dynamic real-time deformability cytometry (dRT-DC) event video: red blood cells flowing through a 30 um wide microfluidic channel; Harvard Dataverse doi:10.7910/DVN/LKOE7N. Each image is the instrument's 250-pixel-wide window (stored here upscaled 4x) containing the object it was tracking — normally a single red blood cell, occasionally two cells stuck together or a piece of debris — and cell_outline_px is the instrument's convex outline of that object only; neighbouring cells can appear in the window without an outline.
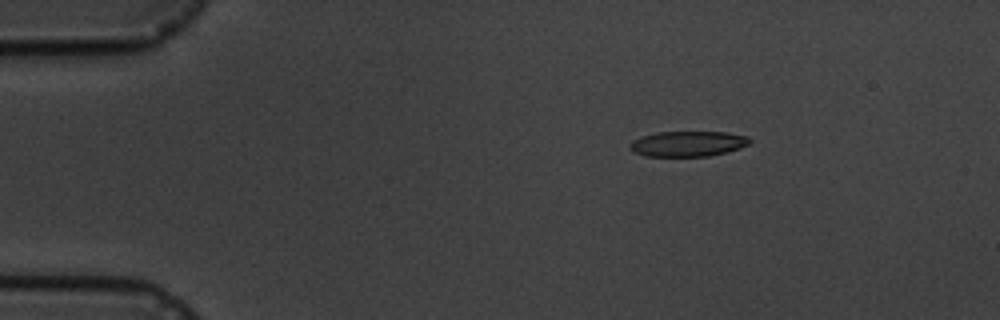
{"species": "common noctule bat (a hibernating species)", "species_latin": "Nyctalus noctula", "temperature_condition": "cold", "stored_images_in_passage": 11, "camera_frame_rate_fps": 3000, "um_per_image_px": 0.085, "animal": {"sex": "male", "body_mass_g": 19.5, "forearm_length_mm": 54.6}, "frame": {"image": 1, "passage_image": 2, "time_ms": 2.0, "image_size_px": [1000, 320], "cell_outline_px": [[752, 140], [748, 144], [740, 148], [728, 152], [708, 156], [644, 156], [628, 148], [628, 144], [632, 140], [656, 132], [728, 132], [748, 136]], "centroid_in_image_um": [58.48, 12.22], "position_along_channel_um": 26.5, "area_um2": 17.8}}
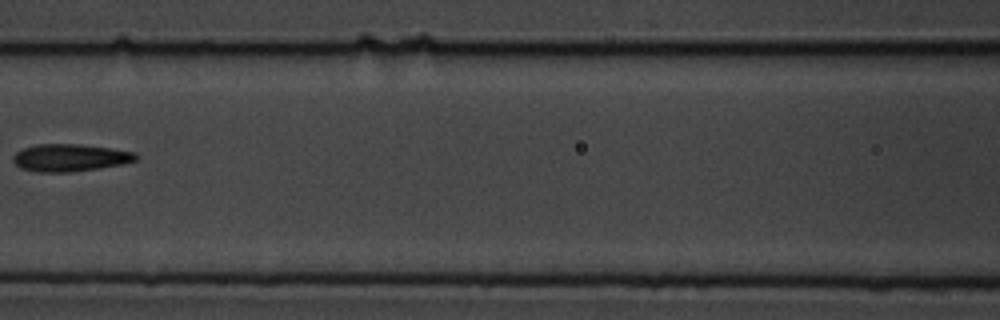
{"frame": {"image": 2, "passage_image": 7, "time_ms": 7.667, "image_size_px": [1000, 320], "cell_outline_px": [[140, 156], [136, 160], [120, 164], [72, 172], [36, 172], [20, 168], [12, 160], [12, 156], [16, 152], [24, 148], [36, 144], [80, 144], [112, 148], [136, 152]], "centroid_in_image_um": [5.94, 13.4], "position_along_channel_um": 160.7, "area_um2": 19.65}}
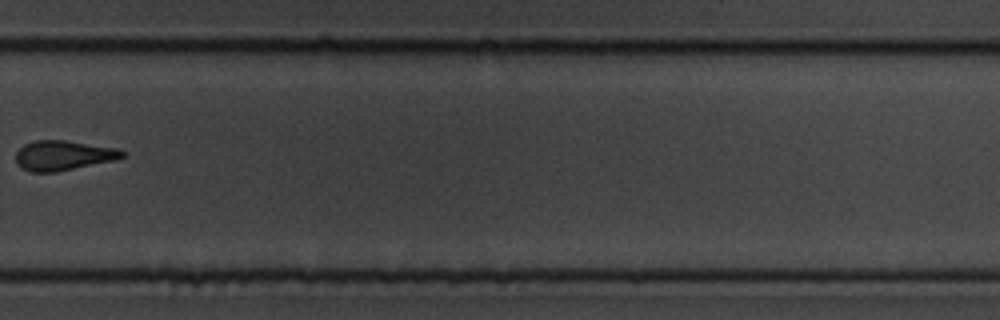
{"frame": {"image": 3, "passage_image": 11, "time_ms": 12.333, "image_size_px": [1000, 320], "cell_outline_px": [[128, 152], [124, 156], [116, 160], [56, 172], [28, 172], [20, 168], [16, 164], [16, 152], [24, 144], [36, 140], [64, 140], [116, 148]], "centroid_in_image_um": [5.36, 13.22], "position_along_channel_um": 324.4, "area_um2": 18.67}}